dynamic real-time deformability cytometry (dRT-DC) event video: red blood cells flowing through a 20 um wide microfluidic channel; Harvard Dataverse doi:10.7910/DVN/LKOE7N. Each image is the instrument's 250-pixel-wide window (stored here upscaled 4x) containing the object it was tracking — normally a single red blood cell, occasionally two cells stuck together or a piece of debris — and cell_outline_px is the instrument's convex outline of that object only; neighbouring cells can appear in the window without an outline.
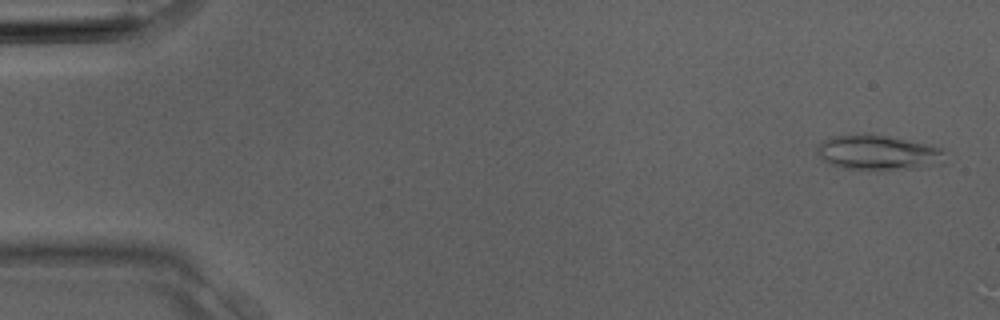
{"species": "Egyptian fruit bat (a non-hibernating species)", "species_latin": "Rousettus aegyptiacus", "temperature_condition": "room temperature", "stored_images_in_passage": 3, "camera_frame_rate_fps": 3000, "um_per_image_px": 0.085, "animal": {"sex": "male"}, "frame": {"image": 1, "passage_image": 1, "time_ms": 0.0, "image_size_px": [1000, 320], "cell_outline_px": [[944, 164], [928, 168], [844, 168], [832, 164], [824, 160], [820, 156], [816, 148], [816, 144], [824, 140], [836, 136], [868, 132], [928, 144], [944, 148]], "centroid_in_image_um": [74.7, 12.94], "position_along_channel_um": 10.3, "area_um2": 26.01}}